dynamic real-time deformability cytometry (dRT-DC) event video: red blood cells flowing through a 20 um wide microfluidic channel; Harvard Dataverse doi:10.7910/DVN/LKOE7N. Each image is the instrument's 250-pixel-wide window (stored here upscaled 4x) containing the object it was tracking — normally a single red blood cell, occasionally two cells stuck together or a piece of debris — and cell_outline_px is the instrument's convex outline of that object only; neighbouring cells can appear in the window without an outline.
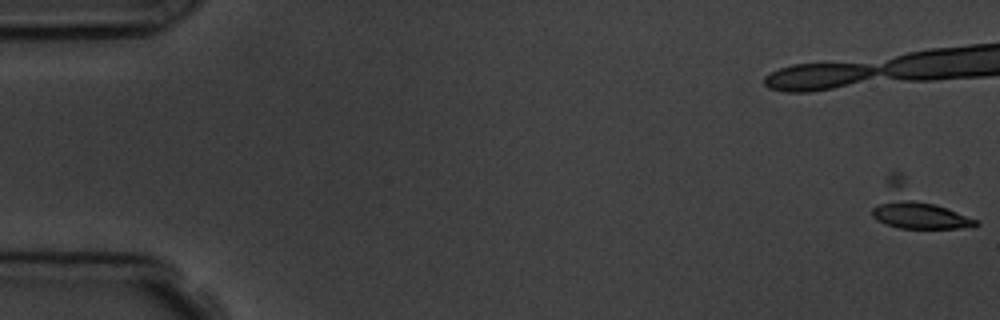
{"species": "common noctule bat (a hibernating species)", "species_latin": "Nyctalus noctula", "temperature_condition": "room temperature", "stored_images_in_passage": 7, "camera_frame_rate_fps": 3000, "um_per_image_px": 0.085, "animal": {"sex": "male", "body_mass_g": 19.5, "forearm_length_mm": 54.6}, "frame": {"image": 1, "passage_image": 1, "time_ms": 0.0, "image_size_px": [1000, 320], "cell_outline_px": [[980, 224], [976, 228], [900, 228], [884, 224], [876, 220], [872, 216], [872, 208], [888, 172], [900, 172], [976, 220]], "centroid_in_image_um": [77.85, 17.56], "position_along_channel_um": 7.1, "area_um2": 26.07}}